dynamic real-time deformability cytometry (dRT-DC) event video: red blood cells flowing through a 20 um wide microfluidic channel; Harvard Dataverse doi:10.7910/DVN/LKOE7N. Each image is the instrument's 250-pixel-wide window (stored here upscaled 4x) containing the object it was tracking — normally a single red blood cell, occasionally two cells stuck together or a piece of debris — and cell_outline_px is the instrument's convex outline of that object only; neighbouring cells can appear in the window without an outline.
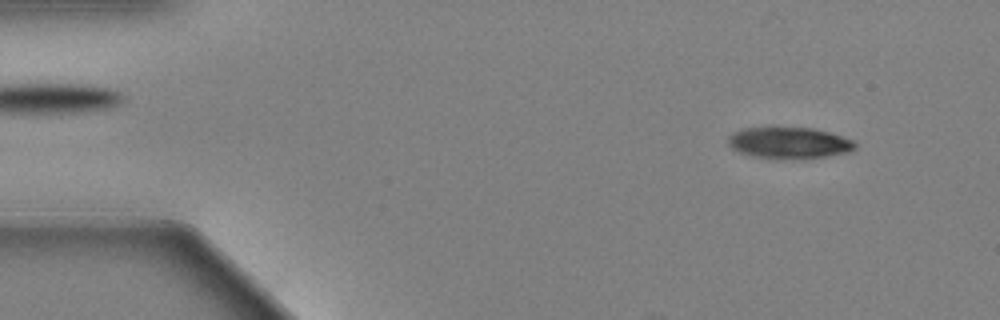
{"species": "Egyptian fruit bat (a non-hibernating species)", "species_latin": "Rousettus aegyptiacus", "temperature_condition": "warm", "stored_images_in_passage": 58, "camera_frame_rate_fps": 3000, "um_per_image_px": 0.085, "animal": {"sex": "female"}, "frame": {"image": 1, "passage_image": 5, "time_ms": 1.333, "image_size_px": [1000, 320], "cell_outline_px": [[856, 148], [848, 152], [824, 156], [756, 156], [740, 152], [732, 148], [728, 144], [728, 136], [732, 132], [740, 128], [812, 128], [828, 132], [852, 140], [856, 144]], "centroid_in_image_um": [67.04, 12.09], "position_along_channel_um": 18.0, "area_um2": 22.02}}
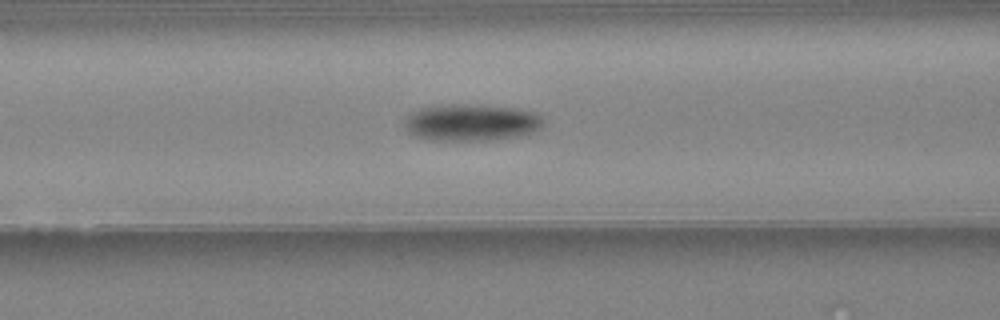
{"frame": {"image": 2, "passage_image": 23, "time_ms": 7.333, "image_size_px": [1000, 320], "cell_outline_px": [[544, 124], [540, 128], [532, 132], [516, 136], [484, 140], [432, 140], [416, 136], [408, 128], [408, 116], [412, 112], [420, 108], [452, 104], [472, 104], [516, 108], [532, 112], [540, 116], [544, 120]], "centroid_in_image_um": [40.12, 10.4], "position_along_channel_um": 126.5, "area_um2": 29.13}}
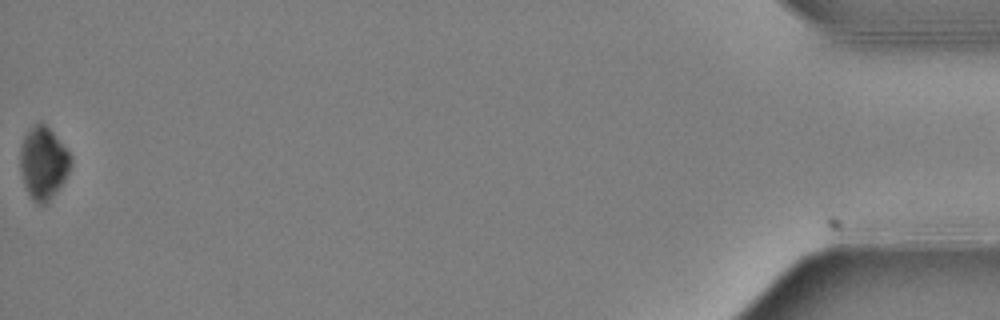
{"frame": {"image": 3, "passage_image": 58, "time_ms": 19.0, "image_size_px": [1000, 320], "cell_outline_px": [[72, 164], [64, 180], [48, 200], [44, 204], [36, 204], [32, 200], [24, 184], [20, 172], [20, 148], [24, 136], [36, 124], [44, 124], [52, 132], [72, 156]], "centroid_in_image_um": [3.67, 13.87], "position_along_channel_um": 431.5, "area_um2": 20.87}, "authors_computed_cell_mechanics": {"area_um2": 25.0852, "velocity_mm_per_s": 3.4754, "shape_relaxation_time_tau1_ms": 2.4801, "shape_relaxation_time_tau2_ms": null, "deformation_change_tau1": 0.1536, "deformation_change_tau2": null}}